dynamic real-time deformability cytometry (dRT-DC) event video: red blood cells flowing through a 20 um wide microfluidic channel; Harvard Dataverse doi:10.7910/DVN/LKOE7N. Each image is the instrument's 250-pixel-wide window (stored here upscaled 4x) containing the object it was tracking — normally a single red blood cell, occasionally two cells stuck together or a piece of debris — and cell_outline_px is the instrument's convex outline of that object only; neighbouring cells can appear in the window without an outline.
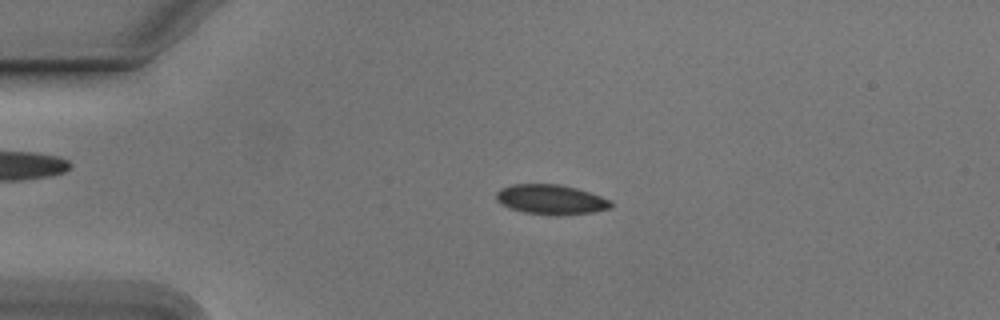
{"species": "Egyptian fruit bat (a non-hibernating species)", "species_latin": "Rousettus aegyptiacus", "temperature_condition": "cold", "stored_images_in_passage": 54, "camera_frame_rate_fps": 3000, "um_per_image_px": 0.085, "animal": {"sex": "male"}, "frame": {"image": 1, "passage_image": 12, "time_ms": 3.667, "image_size_px": [1000, 320], "cell_outline_px": [[616, 204], [612, 208], [592, 212], [560, 216], [556, 216], [524, 212], [508, 208], [500, 204], [496, 200], [496, 192], [500, 188], [512, 184], [560, 184], [576, 188], [612, 200]], "centroid_in_image_um": [46.84, 16.97], "position_along_channel_um": 38.2, "area_um2": 20.29}}
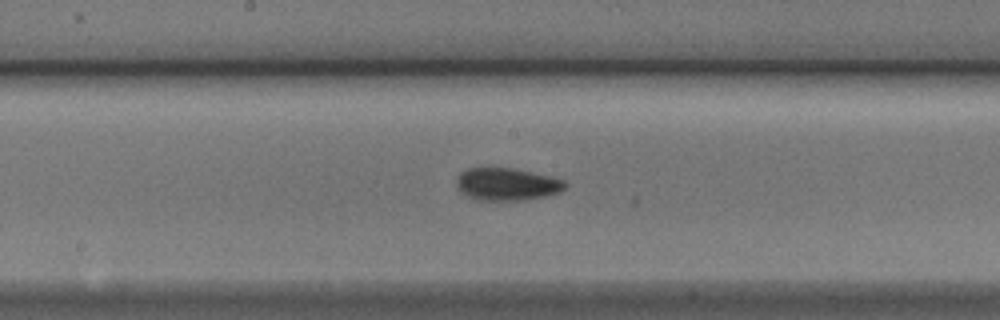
{"frame": {"image": 2, "passage_image": 28, "time_ms": 9.0, "image_size_px": [1000, 320], "cell_outline_px": [[568, 184], [560, 192], [548, 196], [520, 200], [472, 200], [460, 192], [456, 184], [456, 180], [460, 172], [468, 168], [512, 168], [552, 176], [564, 180]], "centroid_in_image_um": [43.08, 15.66], "position_along_channel_um": 205.1, "area_um2": 20.81}}
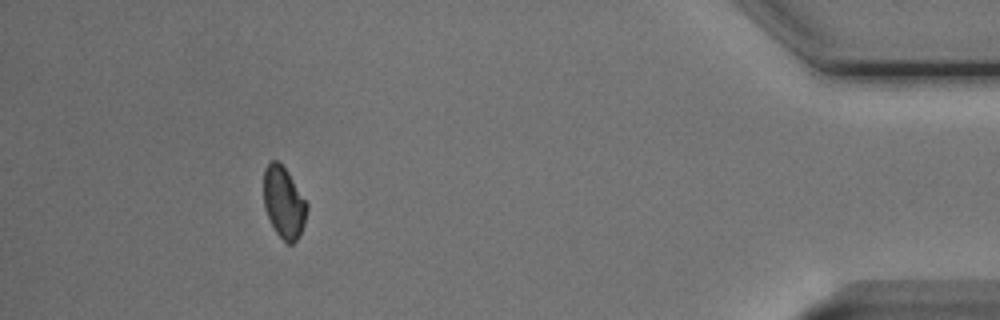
{"frame": {"image": 3, "passage_image": 49, "time_ms": 16.0, "image_size_px": [1000, 320], "cell_outline_px": [[308, 208], [304, 224], [300, 236], [292, 244], [288, 244], [276, 232], [264, 208], [264, 168], [272, 160], [276, 160], [288, 172], [308, 204]], "centroid_in_image_um": [24.13, 17.22], "position_along_channel_um": 411.1, "area_um2": 17.86}, "authors_computed_cell_mechanics": {"area_um2": 19.4208, "velocity_mm_per_s": 3.7814, "shape_relaxation_time_tau1_ms": 2.9466, "shape_relaxation_time_tau2_ms": null, "deformation_change_tau1": 0.0728, "deformation_change_tau2": null}}